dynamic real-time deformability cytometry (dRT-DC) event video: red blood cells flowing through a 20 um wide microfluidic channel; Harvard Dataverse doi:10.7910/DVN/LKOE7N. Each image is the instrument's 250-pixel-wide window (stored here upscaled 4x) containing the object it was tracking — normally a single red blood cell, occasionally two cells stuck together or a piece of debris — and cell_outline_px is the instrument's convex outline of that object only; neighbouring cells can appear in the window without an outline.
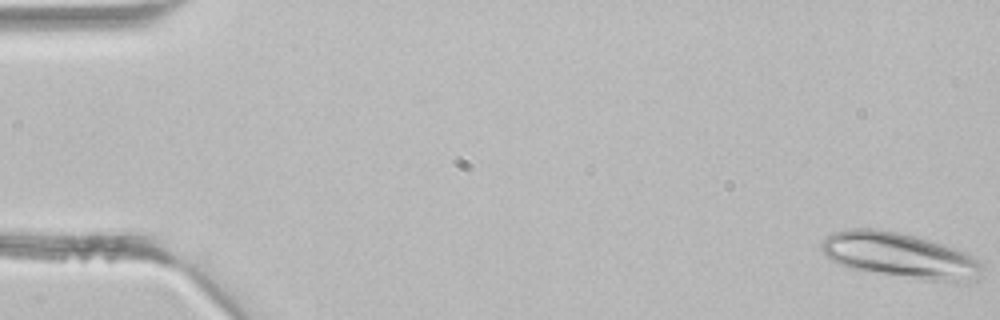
{"species": "common noctule bat (a hibernating species)", "species_latin": "Nyctalus noctula", "temperature_condition": "room temperature", "stored_images_in_passage": 42, "camera_frame_rate_fps": 3000, "um_per_image_px": 0.085, "animal": {"sex": "male", "body_mass_g": 21.5, "forearm_length_mm": 52.0}, "frame": {"image": 1, "passage_image": 1, "time_ms": 0.0, "image_size_px": [1000, 320], "cell_outline_px": [[980, 264], [976, 268], [952, 280], [932, 280], [856, 268], [844, 264], [828, 256], [824, 252], [824, 240], [828, 236], [836, 232], [856, 228], [872, 228], [896, 232], [912, 236], [952, 248], [976, 260]], "centroid_in_image_um": [76.26, 21.62], "position_along_channel_um": 8.7, "area_um2": 38.09}}
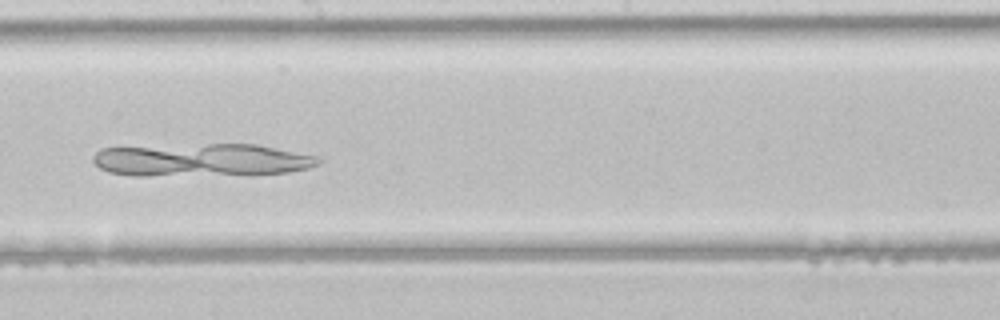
{"frame": {"image": 2, "passage_image": 24, "time_ms": 7.667, "image_size_px": [1000, 320], "cell_outline_px": [[320, 164], [308, 168], [292, 172], [148, 176], [132, 176], [108, 172], [100, 168], [92, 160], [92, 156], [100, 148], [208, 144], [256, 144], [320, 156]], "centroid_in_image_um": [17.13, 13.59], "position_along_channel_um": 231.1, "area_um2": 42.89}}
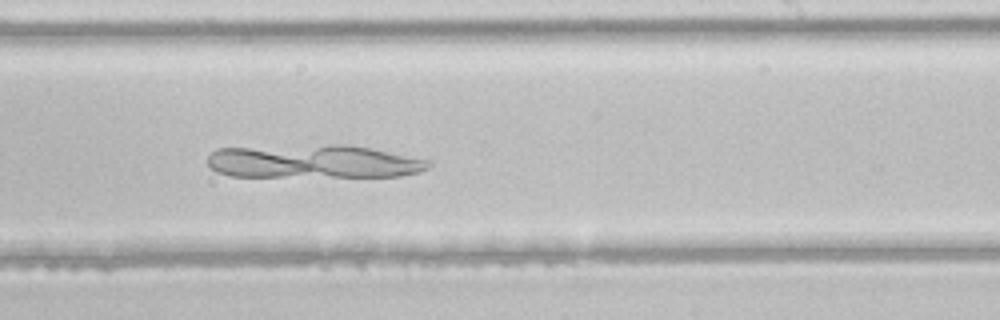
{"frame": {"image": 3, "passage_image": 26, "time_ms": 8.333, "image_size_px": [1000, 320], "cell_outline_px": [[432, 164], [428, 168], [420, 172], [400, 176], [232, 176], [216, 172], [208, 164], [208, 156], [216, 148], [328, 144], [348, 144], [372, 148], [432, 160]], "centroid_in_image_um": [26.69, 13.71], "position_along_channel_um": 262.3, "area_um2": 43.41}}